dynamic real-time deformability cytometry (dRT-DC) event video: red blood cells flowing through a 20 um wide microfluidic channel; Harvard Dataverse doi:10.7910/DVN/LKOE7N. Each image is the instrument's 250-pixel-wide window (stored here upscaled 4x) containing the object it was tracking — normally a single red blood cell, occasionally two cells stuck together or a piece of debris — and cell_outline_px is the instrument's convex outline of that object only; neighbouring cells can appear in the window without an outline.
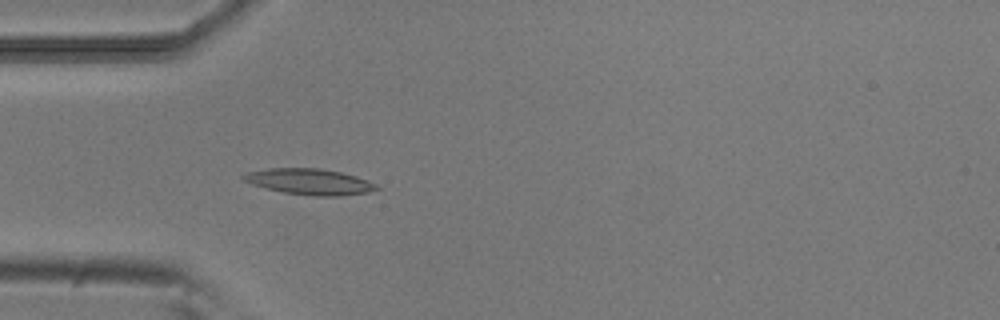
{"species": "common noctule bat (a hibernating species)", "species_latin": "Nyctalus noctula", "temperature_condition": "room temperature", "stored_images_in_passage": 30, "camera_frame_rate_fps": 3000, "um_per_image_px": 0.085, "animal": {"sex": "male", "body_mass_g": 20.5, "forearm_length_mm": 52.5}, "frame": {"image": 1, "passage_image": 16, "time_ms": 5.0, "image_size_px": [1000, 320], "cell_outline_px": [[380, 188], [368, 192], [340, 196], [312, 196], [284, 192], [252, 184], [244, 180], [240, 176], [248, 172], [268, 168], [320, 168], [340, 172], [356, 176], [368, 180], [376, 184]], "centroid_in_image_um": [26.33, 15.44], "position_along_channel_um": 58.7, "area_um2": 20.0}}
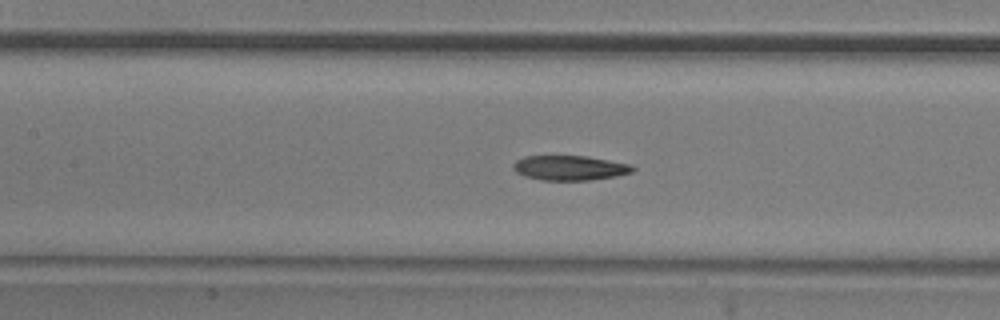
{"frame": {"image": 2, "passage_image": 24, "time_ms": 7.667, "image_size_px": [1000, 320], "cell_outline_px": [[636, 168], [632, 172], [616, 176], [588, 180], [540, 180], [524, 176], [516, 172], [512, 168], [512, 164], [516, 160], [524, 156], [588, 156], [632, 164]], "centroid_in_image_um": [48.42, 14.26], "position_along_channel_um": 159.0, "area_um2": 17.4}}
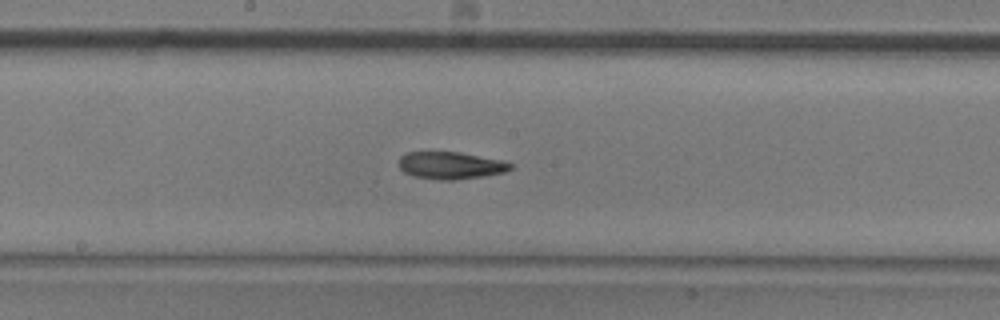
{"frame": {"image": 3, "passage_image": 28, "time_ms": 9.0, "image_size_px": [1000, 320], "cell_outline_px": [[512, 168], [504, 172], [484, 176], [456, 180], [440, 180], [412, 176], [404, 172], [400, 168], [400, 156], [404, 152], [460, 152], [500, 160], [512, 164]], "centroid_in_image_um": [38.27, 14.06], "position_along_channel_um": 209.9, "area_um2": 17.69}}